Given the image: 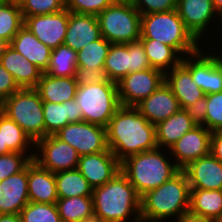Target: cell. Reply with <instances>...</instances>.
<instances>
[{
	"label": "cell",
	"mask_w": 222,
	"mask_h": 222,
	"mask_svg": "<svg viewBox=\"0 0 222 222\" xmlns=\"http://www.w3.org/2000/svg\"><path fill=\"white\" fill-rule=\"evenodd\" d=\"M77 67V51L61 44L51 51L50 64L45 73L53 77H75Z\"/></svg>",
	"instance_id": "32"
},
{
	"label": "cell",
	"mask_w": 222,
	"mask_h": 222,
	"mask_svg": "<svg viewBox=\"0 0 222 222\" xmlns=\"http://www.w3.org/2000/svg\"><path fill=\"white\" fill-rule=\"evenodd\" d=\"M129 67L130 53L128 52V43L111 44L104 66L108 80L117 83L129 74Z\"/></svg>",
	"instance_id": "33"
},
{
	"label": "cell",
	"mask_w": 222,
	"mask_h": 222,
	"mask_svg": "<svg viewBox=\"0 0 222 222\" xmlns=\"http://www.w3.org/2000/svg\"><path fill=\"white\" fill-rule=\"evenodd\" d=\"M140 39L160 41L173 47L181 57L200 50L198 40L186 28L176 9L141 15Z\"/></svg>",
	"instance_id": "5"
},
{
	"label": "cell",
	"mask_w": 222,
	"mask_h": 222,
	"mask_svg": "<svg viewBox=\"0 0 222 222\" xmlns=\"http://www.w3.org/2000/svg\"><path fill=\"white\" fill-rule=\"evenodd\" d=\"M77 88L75 77H53L47 73H42L34 89L42 101L64 103L75 99Z\"/></svg>",
	"instance_id": "26"
},
{
	"label": "cell",
	"mask_w": 222,
	"mask_h": 222,
	"mask_svg": "<svg viewBox=\"0 0 222 222\" xmlns=\"http://www.w3.org/2000/svg\"><path fill=\"white\" fill-rule=\"evenodd\" d=\"M132 0H113V2H131Z\"/></svg>",
	"instance_id": "53"
},
{
	"label": "cell",
	"mask_w": 222,
	"mask_h": 222,
	"mask_svg": "<svg viewBox=\"0 0 222 222\" xmlns=\"http://www.w3.org/2000/svg\"><path fill=\"white\" fill-rule=\"evenodd\" d=\"M160 148L129 156L121 162V172L140 197L170 180L181 169L160 152Z\"/></svg>",
	"instance_id": "4"
},
{
	"label": "cell",
	"mask_w": 222,
	"mask_h": 222,
	"mask_svg": "<svg viewBox=\"0 0 222 222\" xmlns=\"http://www.w3.org/2000/svg\"><path fill=\"white\" fill-rule=\"evenodd\" d=\"M11 1L19 4L22 0H11Z\"/></svg>",
	"instance_id": "55"
},
{
	"label": "cell",
	"mask_w": 222,
	"mask_h": 222,
	"mask_svg": "<svg viewBox=\"0 0 222 222\" xmlns=\"http://www.w3.org/2000/svg\"><path fill=\"white\" fill-rule=\"evenodd\" d=\"M56 206L62 222H84L94 219L92 196L59 198Z\"/></svg>",
	"instance_id": "30"
},
{
	"label": "cell",
	"mask_w": 222,
	"mask_h": 222,
	"mask_svg": "<svg viewBox=\"0 0 222 222\" xmlns=\"http://www.w3.org/2000/svg\"><path fill=\"white\" fill-rule=\"evenodd\" d=\"M24 25L20 5L11 0L0 2V39L10 44L19 29Z\"/></svg>",
	"instance_id": "34"
},
{
	"label": "cell",
	"mask_w": 222,
	"mask_h": 222,
	"mask_svg": "<svg viewBox=\"0 0 222 222\" xmlns=\"http://www.w3.org/2000/svg\"><path fill=\"white\" fill-rule=\"evenodd\" d=\"M214 8L218 11V13L222 14V0H212Z\"/></svg>",
	"instance_id": "51"
},
{
	"label": "cell",
	"mask_w": 222,
	"mask_h": 222,
	"mask_svg": "<svg viewBox=\"0 0 222 222\" xmlns=\"http://www.w3.org/2000/svg\"><path fill=\"white\" fill-rule=\"evenodd\" d=\"M96 17L102 37L111 44L131 43L141 37V14L131 2H113Z\"/></svg>",
	"instance_id": "8"
},
{
	"label": "cell",
	"mask_w": 222,
	"mask_h": 222,
	"mask_svg": "<svg viewBox=\"0 0 222 222\" xmlns=\"http://www.w3.org/2000/svg\"><path fill=\"white\" fill-rule=\"evenodd\" d=\"M182 170L187 175L190 188L222 190V162L211 152L190 162Z\"/></svg>",
	"instance_id": "16"
},
{
	"label": "cell",
	"mask_w": 222,
	"mask_h": 222,
	"mask_svg": "<svg viewBox=\"0 0 222 222\" xmlns=\"http://www.w3.org/2000/svg\"><path fill=\"white\" fill-rule=\"evenodd\" d=\"M75 101L81 107L83 121L105 128L121 106L117 83L110 80L78 86Z\"/></svg>",
	"instance_id": "7"
},
{
	"label": "cell",
	"mask_w": 222,
	"mask_h": 222,
	"mask_svg": "<svg viewBox=\"0 0 222 222\" xmlns=\"http://www.w3.org/2000/svg\"><path fill=\"white\" fill-rule=\"evenodd\" d=\"M211 135L205 126H195L169 148L170 157H175L174 163L182 170L190 162L210 153Z\"/></svg>",
	"instance_id": "14"
},
{
	"label": "cell",
	"mask_w": 222,
	"mask_h": 222,
	"mask_svg": "<svg viewBox=\"0 0 222 222\" xmlns=\"http://www.w3.org/2000/svg\"><path fill=\"white\" fill-rule=\"evenodd\" d=\"M12 151L9 148H3L2 138V112L0 111V155L9 154Z\"/></svg>",
	"instance_id": "50"
},
{
	"label": "cell",
	"mask_w": 222,
	"mask_h": 222,
	"mask_svg": "<svg viewBox=\"0 0 222 222\" xmlns=\"http://www.w3.org/2000/svg\"><path fill=\"white\" fill-rule=\"evenodd\" d=\"M43 117L45 137L47 135H54L69 123L83 121L81 107L75 99L68 100L64 103L43 101Z\"/></svg>",
	"instance_id": "25"
},
{
	"label": "cell",
	"mask_w": 222,
	"mask_h": 222,
	"mask_svg": "<svg viewBox=\"0 0 222 222\" xmlns=\"http://www.w3.org/2000/svg\"><path fill=\"white\" fill-rule=\"evenodd\" d=\"M38 153L33 160L42 168L52 173L76 169L80 155L71 145L58 139L55 135H47L38 140L35 145ZM39 149V150H38ZM41 150V151H40Z\"/></svg>",
	"instance_id": "11"
},
{
	"label": "cell",
	"mask_w": 222,
	"mask_h": 222,
	"mask_svg": "<svg viewBox=\"0 0 222 222\" xmlns=\"http://www.w3.org/2000/svg\"><path fill=\"white\" fill-rule=\"evenodd\" d=\"M28 197L29 202L56 204L58 200L55 173L34 160L28 164Z\"/></svg>",
	"instance_id": "22"
},
{
	"label": "cell",
	"mask_w": 222,
	"mask_h": 222,
	"mask_svg": "<svg viewBox=\"0 0 222 222\" xmlns=\"http://www.w3.org/2000/svg\"><path fill=\"white\" fill-rule=\"evenodd\" d=\"M7 45L8 44L6 42H4L0 39V56L3 54V51Z\"/></svg>",
	"instance_id": "52"
},
{
	"label": "cell",
	"mask_w": 222,
	"mask_h": 222,
	"mask_svg": "<svg viewBox=\"0 0 222 222\" xmlns=\"http://www.w3.org/2000/svg\"><path fill=\"white\" fill-rule=\"evenodd\" d=\"M205 127L211 131L222 129V92L207 94Z\"/></svg>",
	"instance_id": "40"
},
{
	"label": "cell",
	"mask_w": 222,
	"mask_h": 222,
	"mask_svg": "<svg viewBox=\"0 0 222 222\" xmlns=\"http://www.w3.org/2000/svg\"><path fill=\"white\" fill-rule=\"evenodd\" d=\"M113 0H65V8L72 13L97 16Z\"/></svg>",
	"instance_id": "41"
},
{
	"label": "cell",
	"mask_w": 222,
	"mask_h": 222,
	"mask_svg": "<svg viewBox=\"0 0 222 222\" xmlns=\"http://www.w3.org/2000/svg\"><path fill=\"white\" fill-rule=\"evenodd\" d=\"M68 21L69 10L65 8L57 13L25 17L24 26L39 41L53 50L63 44L68 28Z\"/></svg>",
	"instance_id": "13"
},
{
	"label": "cell",
	"mask_w": 222,
	"mask_h": 222,
	"mask_svg": "<svg viewBox=\"0 0 222 222\" xmlns=\"http://www.w3.org/2000/svg\"><path fill=\"white\" fill-rule=\"evenodd\" d=\"M77 169L94 189L113 179L121 171V162L109 149L80 156Z\"/></svg>",
	"instance_id": "15"
},
{
	"label": "cell",
	"mask_w": 222,
	"mask_h": 222,
	"mask_svg": "<svg viewBox=\"0 0 222 222\" xmlns=\"http://www.w3.org/2000/svg\"><path fill=\"white\" fill-rule=\"evenodd\" d=\"M0 222H21L19 214H0Z\"/></svg>",
	"instance_id": "49"
},
{
	"label": "cell",
	"mask_w": 222,
	"mask_h": 222,
	"mask_svg": "<svg viewBox=\"0 0 222 222\" xmlns=\"http://www.w3.org/2000/svg\"><path fill=\"white\" fill-rule=\"evenodd\" d=\"M29 202L28 165L0 181V214H19Z\"/></svg>",
	"instance_id": "19"
},
{
	"label": "cell",
	"mask_w": 222,
	"mask_h": 222,
	"mask_svg": "<svg viewBox=\"0 0 222 222\" xmlns=\"http://www.w3.org/2000/svg\"><path fill=\"white\" fill-rule=\"evenodd\" d=\"M0 64L13 76L20 88H35L43 73L9 44L0 56Z\"/></svg>",
	"instance_id": "21"
},
{
	"label": "cell",
	"mask_w": 222,
	"mask_h": 222,
	"mask_svg": "<svg viewBox=\"0 0 222 222\" xmlns=\"http://www.w3.org/2000/svg\"><path fill=\"white\" fill-rule=\"evenodd\" d=\"M54 135L71 145L80 156L109 150L106 128L86 121L69 123Z\"/></svg>",
	"instance_id": "9"
},
{
	"label": "cell",
	"mask_w": 222,
	"mask_h": 222,
	"mask_svg": "<svg viewBox=\"0 0 222 222\" xmlns=\"http://www.w3.org/2000/svg\"><path fill=\"white\" fill-rule=\"evenodd\" d=\"M3 148L12 152H27L28 147L35 145L23 129L9 117L2 113Z\"/></svg>",
	"instance_id": "36"
},
{
	"label": "cell",
	"mask_w": 222,
	"mask_h": 222,
	"mask_svg": "<svg viewBox=\"0 0 222 222\" xmlns=\"http://www.w3.org/2000/svg\"><path fill=\"white\" fill-rule=\"evenodd\" d=\"M11 152L0 155V181L22 171L34 158V152Z\"/></svg>",
	"instance_id": "39"
},
{
	"label": "cell",
	"mask_w": 222,
	"mask_h": 222,
	"mask_svg": "<svg viewBox=\"0 0 222 222\" xmlns=\"http://www.w3.org/2000/svg\"><path fill=\"white\" fill-rule=\"evenodd\" d=\"M75 79L78 86L97 84L107 81L104 68L90 70L89 68H77Z\"/></svg>",
	"instance_id": "44"
},
{
	"label": "cell",
	"mask_w": 222,
	"mask_h": 222,
	"mask_svg": "<svg viewBox=\"0 0 222 222\" xmlns=\"http://www.w3.org/2000/svg\"><path fill=\"white\" fill-rule=\"evenodd\" d=\"M189 210L219 222L222 219V190L190 188Z\"/></svg>",
	"instance_id": "28"
},
{
	"label": "cell",
	"mask_w": 222,
	"mask_h": 222,
	"mask_svg": "<svg viewBox=\"0 0 222 222\" xmlns=\"http://www.w3.org/2000/svg\"><path fill=\"white\" fill-rule=\"evenodd\" d=\"M94 218L101 222H125L133 214L141 222V197L128 178L120 171L92 193Z\"/></svg>",
	"instance_id": "2"
},
{
	"label": "cell",
	"mask_w": 222,
	"mask_h": 222,
	"mask_svg": "<svg viewBox=\"0 0 222 222\" xmlns=\"http://www.w3.org/2000/svg\"><path fill=\"white\" fill-rule=\"evenodd\" d=\"M55 180L58 199L92 196L93 188L77 168L55 173Z\"/></svg>",
	"instance_id": "31"
},
{
	"label": "cell",
	"mask_w": 222,
	"mask_h": 222,
	"mask_svg": "<svg viewBox=\"0 0 222 222\" xmlns=\"http://www.w3.org/2000/svg\"><path fill=\"white\" fill-rule=\"evenodd\" d=\"M139 40L143 44L151 68L166 73V71L172 70L182 62L183 57H180L181 55L173 47L153 39Z\"/></svg>",
	"instance_id": "29"
},
{
	"label": "cell",
	"mask_w": 222,
	"mask_h": 222,
	"mask_svg": "<svg viewBox=\"0 0 222 222\" xmlns=\"http://www.w3.org/2000/svg\"><path fill=\"white\" fill-rule=\"evenodd\" d=\"M176 10L186 28L199 41L206 28H209L208 25L213 21V17H218L216 15L220 17L212 0H177Z\"/></svg>",
	"instance_id": "17"
},
{
	"label": "cell",
	"mask_w": 222,
	"mask_h": 222,
	"mask_svg": "<svg viewBox=\"0 0 222 222\" xmlns=\"http://www.w3.org/2000/svg\"><path fill=\"white\" fill-rule=\"evenodd\" d=\"M110 46L111 43L104 37L90 42L77 51V68H89L90 70L104 68Z\"/></svg>",
	"instance_id": "35"
},
{
	"label": "cell",
	"mask_w": 222,
	"mask_h": 222,
	"mask_svg": "<svg viewBox=\"0 0 222 222\" xmlns=\"http://www.w3.org/2000/svg\"><path fill=\"white\" fill-rule=\"evenodd\" d=\"M131 4L141 15H146L174 10L177 7V0H132Z\"/></svg>",
	"instance_id": "42"
},
{
	"label": "cell",
	"mask_w": 222,
	"mask_h": 222,
	"mask_svg": "<svg viewBox=\"0 0 222 222\" xmlns=\"http://www.w3.org/2000/svg\"><path fill=\"white\" fill-rule=\"evenodd\" d=\"M135 107L153 125L166 120L180 109L178 99L165 82Z\"/></svg>",
	"instance_id": "18"
},
{
	"label": "cell",
	"mask_w": 222,
	"mask_h": 222,
	"mask_svg": "<svg viewBox=\"0 0 222 222\" xmlns=\"http://www.w3.org/2000/svg\"><path fill=\"white\" fill-rule=\"evenodd\" d=\"M190 208V186L186 173L180 170L170 180L141 197V222L178 219Z\"/></svg>",
	"instance_id": "3"
},
{
	"label": "cell",
	"mask_w": 222,
	"mask_h": 222,
	"mask_svg": "<svg viewBox=\"0 0 222 222\" xmlns=\"http://www.w3.org/2000/svg\"><path fill=\"white\" fill-rule=\"evenodd\" d=\"M108 148L122 162L129 156L158 148L155 125L136 107L120 106L106 126Z\"/></svg>",
	"instance_id": "1"
},
{
	"label": "cell",
	"mask_w": 222,
	"mask_h": 222,
	"mask_svg": "<svg viewBox=\"0 0 222 222\" xmlns=\"http://www.w3.org/2000/svg\"><path fill=\"white\" fill-rule=\"evenodd\" d=\"M128 52L130 53L129 73L151 68L140 40L128 43Z\"/></svg>",
	"instance_id": "43"
},
{
	"label": "cell",
	"mask_w": 222,
	"mask_h": 222,
	"mask_svg": "<svg viewBox=\"0 0 222 222\" xmlns=\"http://www.w3.org/2000/svg\"><path fill=\"white\" fill-rule=\"evenodd\" d=\"M19 215L21 222H62L56 204L28 202Z\"/></svg>",
	"instance_id": "37"
},
{
	"label": "cell",
	"mask_w": 222,
	"mask_h": 222,
	"mask_svg": "<svg viewBox=\"0 0 222 222\" xmlns=\"http://www.w3.org/2000/svg\"><path fill=\"white\" fill-rule=\"evenodd\" d=\"M84 222H101L100 220H98V219H92V220H89V221H84Z\"/></svg>",
	"instance_id": "54"
},
{
	"label": "cell",
	"mask_w": 222,
	"mask_h": 222,
	"mask_svg": "<svg viewBox=\"0 0 222 222\" xmlns=\"http://www.w3.org/2000/svg\"><path fill=\"white\" fill-rule=\"evenodd\" d=\"M19 5L24 19L60 12L65 9V0H22Z\"/></svg>",
	"instance_id": "38"
},
{
	"label": "cell",
	"mask_w": 222,
	"mask_h": 222,
	"mask_svg": "<svg viewBox=\"0 0 222 222\" xmlns=\"http://www.w3.org/2000/svg\"><path fill=\"white\" fill-rule=\"evenodd\" d=\"M164 82L165 73L155 68L129 73L117 82L120 105L135 107Z\"/></svg>",
	"instance_id": "10"
},
{
	"label": "cell",
	"mask_w": 222,
	"mask_h": 222,
	"mask_svg": "<svg viewBox=\"0 0 222 222\" xmlns=\"http://www.w3.org/2000/svg\"><path fill=\"white\" fill-rule=\"evenodd\" d=\"M177 222H217V221L208 217L192 213L190 210H188L177 219Z\"/></svg>",
	"instance_id": "48"
},
{
	"label": "cell",
	"mask_w": 222,
	"mask_h": 222,
	"mask_svg": "<svg viewBox=\"0 0 222 222\" xmlns=\"http://www.w3.org/2000/svg\"><path fill=\"white\" fill-rule=\"evenodd\" d=\"M0 111L16 122L34 143L45 137L43 101L34 88H20L0 104Z\"/></svg>",
	"instance_id": "6"
},
{
	"label": "cell",
	"mask_w": 222,
	"mask_h": 222,
	"mask_svg": "<svg viewBox=\"0 0 222 222\" xmlns=\"http://www.w3.org/2000/svg\"><path fill=\"white\" fill-rule=\"evenodd\" d=\"M165 83L171 88L182 109L205 96V93L192 80L191 72L182 63L166 71Z\"/></svg>",
	"instance_id": "24"
},
{
	"label": "cell",
	"mask_w": 222,
	"mask_h": 222,
	"mask_svg": "<svg viewBox=\"0 0 222 222\" xmlns=\"http://www.w3.org/2000/svg\"><path fill=\"white\" fill-rule=\"evenodd\" d=\"M201 52L192 54L191 58H182L181 63L191 72L192 80L205 95L222 92V57L213 52Z\"/></svg>",
	"instance_id": "12"
},
{
	"label": "cell",
	"mask_w": 222,
	"mask_h": 222,
	"mask_svg": "<svg viewBox=\"0 0 222 222\" xmlns=\"http://www.w3.org/2000/svg\"><path fill=\"white\" fill-rule=\"evenodd\" d=\"M210 152L222 162V129L212 132Z\"/></svg>",
	"instance_id": "47"
},
{
	"label": "cell",
	"mask_w": 222,
	"mask_h": 222,
	"mask_svg": "<svg viewBox=\"0 0 222 222\" xmlns=\"http://www.w3.org/2000/svg\"><path fill=\"white\" fill-rule=\"evenodd\" d=\"M206 108H207V97L204 96L203 98L198 99L196 102L186 107L185 110L197 125L204 126Z\"/></svg>",
	"instance_id": "46"
},
{
	"label": "cell",
	"mask_w": 222,
	"mask_h": 222,
	"mask_svg": "<svg viewBox=\"0 0 222 222\" xmlns=\"http://www.w3.org/2000/svg\"><path fill=\"white\" fill-rule=\"evenodd\" d=\"M197 124L188 115L185 109L180 108L175 114L155 125L156 141L158 148L169 149L185 133L193 129Z\"/></svg>",
	"instance_id": "27"
},
{
	"label": "cell",
	"mask_w": 222,
	"mask_h": 222,
	"mask_svg": "<svg viewBox=\"0 0 222 222\" xmlns=\"http://www.w3.org/2000/svg\"><path fill=\"white\" fill-rule=\"evenodd\" d=\"M9 45L35 64L43 73L46 72L50 64L52 49L39 41L27 27L23 25Z\"/></svg>",
	"instance_id": "23"
},
{
	"label": "cell",
	"mask_w": 222,
	"mask_h": 222,
	"mask_svg": "<svg viewBox=\"0 0 222 222\" xmlns=\"http://www.w3.org/2000/svg\"><path fill=\"white\" fill-rule=\"evenodd\" d=\"M19 89L13 76L0 64V104Z\"/></svg>",
	"instance_id": "45"
},
{
	"label": "cell",
	"mask_w": 222,
	"mask_h": 222,
	"mask_svg": "<svg viewBox=\"0 0 222 222\" xmlns=\"http://www.w3.org/2000/svg\"><path fill=\"white\" fill-rule=\"evenodd\" d=\"M101 37V30L95 15L76 14L69 11L68 28L63 44L79 51Z\"/></svg>",
	"instance_id": "20"
}]
</instances>
